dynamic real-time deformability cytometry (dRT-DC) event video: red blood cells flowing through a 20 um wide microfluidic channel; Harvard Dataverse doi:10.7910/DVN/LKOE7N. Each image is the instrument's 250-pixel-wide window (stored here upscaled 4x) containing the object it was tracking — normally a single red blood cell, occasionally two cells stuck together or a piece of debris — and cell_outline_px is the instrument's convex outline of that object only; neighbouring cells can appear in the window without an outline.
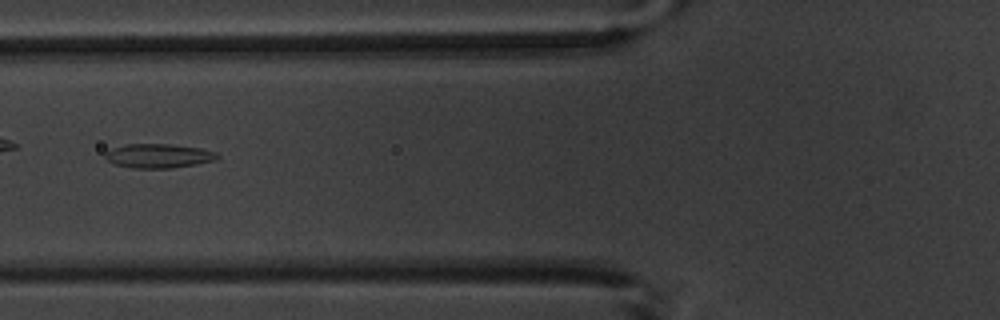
{"species": "common noctule bat (a hibernating species)", "species_latin": "Nyctalus noctula", "temperature_condition": "warm", "stored_images_in_passage": 9, "camera_frame_rate_fps": 3000, "um_per_image_px": 0.085, "animal": {"sex": "male", "body_mass_g": 20.1, "forearm_length_mm": 53.5}, "frame": {"image": 1, "passage_image": 8, "time_ms": 9.333, "image_size_px": [1000, 320], "cell_outline_px": [[220, 156], [216, 160], [196, 164], [172, 168], [132, 168], [112, 164], [104, 156], [104, 152], [112, 148], [124, 144], [172, 144], [200, 148], [216, 152]], "centroid_in_image_um": [13.45, 13.25], "position_along_channel_um": 112.3, "area_um2": 15.95}}
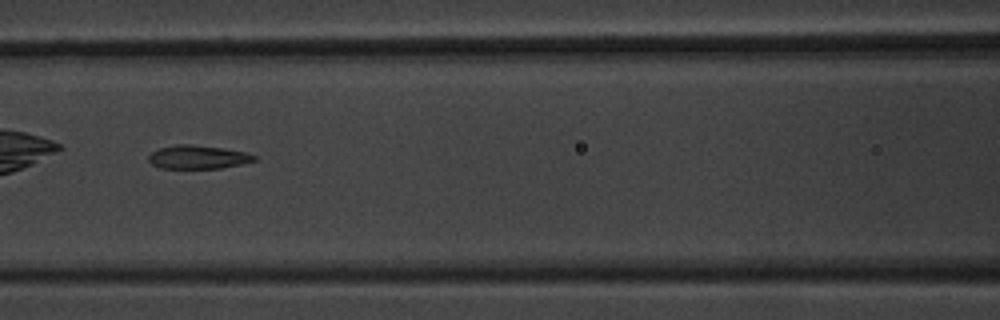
{"frame": {"image": 2, "passage_image": 9, "time_ms": 10.333, "image_size_px": [1000, 320], "cell_outline_px": [[256, 160], [240, 164], [220, 168], [160, 168], [152, 164], [148, 160], [148, 156], [152, 152], [160, 148], [176, 144], [188, 144], [220, 148], [244, 152], [256, 156]], "centroid_in_image_um": [16.78, 13.35], "position_along_channel_um": 149.8, "area_um2": 14.22}}